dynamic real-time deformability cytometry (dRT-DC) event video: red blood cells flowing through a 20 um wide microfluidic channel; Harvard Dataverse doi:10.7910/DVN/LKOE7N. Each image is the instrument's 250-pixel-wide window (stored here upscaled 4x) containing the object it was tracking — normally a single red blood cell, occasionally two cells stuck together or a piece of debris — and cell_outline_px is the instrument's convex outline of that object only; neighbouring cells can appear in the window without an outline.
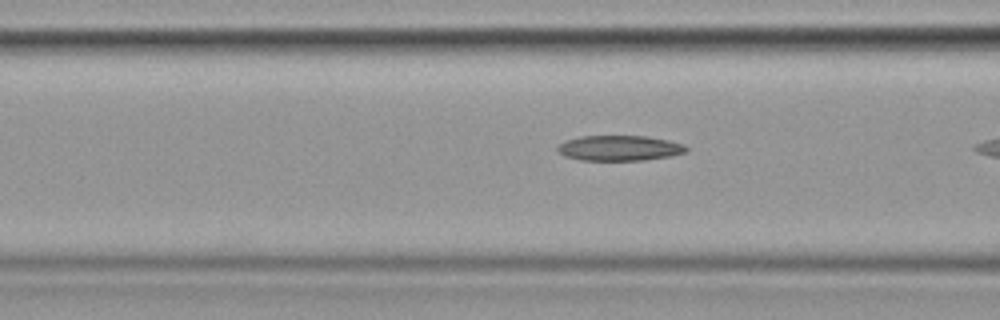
{"species": "common noctule bat (a hibernating species)", "species_latin": "Nyctalus noctula", "temperature_condition": "cold", "stored_images_in_passage": 7, "camera_frame_rate_fps": 3000, "um_per_image_px": 0.085, "animal": {"sex": "female", "body_mass_g": 19.9}, "frame": {"image": 1, "passage_image": 6, "time_ms": 1.667, "image_size_px": [1000, 320], "cell_outline_px": [[688, 152], [672, 156], [644, 160], [580, 160], [564, 156], [556, 148], [560, 144], [568, 140], [580, 136], [648, 136], [668, 140], [684, 144], [688, 148]], "centroid_in_image_um": [52.71, 12.59], "position_along_channel_um": 113.9, "area_um2": 19.02}}